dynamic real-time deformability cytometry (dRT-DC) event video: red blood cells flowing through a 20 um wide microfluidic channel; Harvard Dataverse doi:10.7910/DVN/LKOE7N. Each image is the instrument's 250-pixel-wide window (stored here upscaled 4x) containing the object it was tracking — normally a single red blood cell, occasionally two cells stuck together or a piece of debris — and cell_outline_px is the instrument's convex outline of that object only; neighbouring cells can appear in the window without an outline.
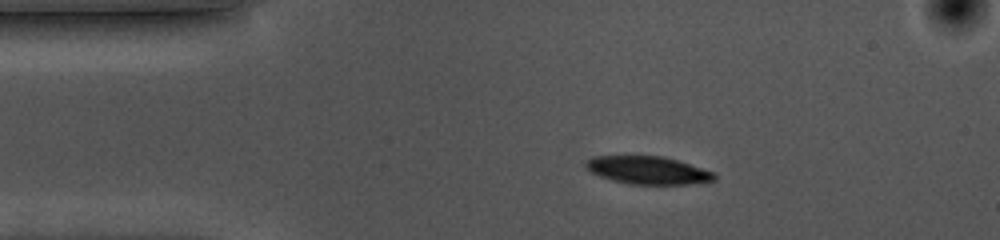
{"species": "common noctule bat (a hibernating species)", "species_latin": "Nyctalus noctula", "temperature_condition": "cold", "stored_images_in_passage": 53, "camera_frame_rate_fps": 3000, "um_per_image_px": 0.085, "animal": {"sex": "female", "body_mass_g": 10.0, "forearm_length_mm": 53.1}, "frame": {"image": 1, "passage_image": 8, "time_ms": 2.333, "image_size_px": [1000, 240], "cell_outline_px": [[708, 176], [692, 180], [636, 180], [604, 172], [596, 168], [592, 164], [600, 160], [660, 160], [680, 164], [704, 172]], "centroid_in_image_um": [55.17, 14.45], "position_along_channel_um": 29.8, "area_um2": 12.43}}
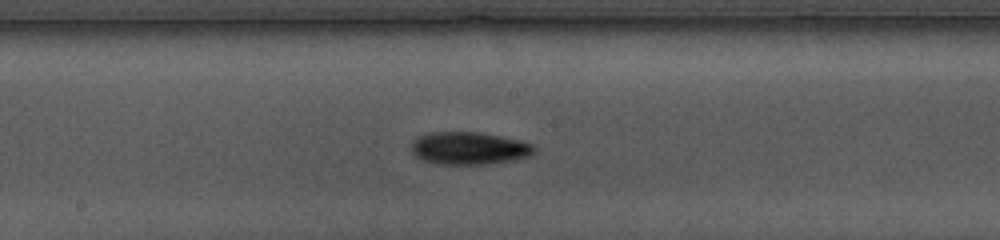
{"frame": {"image": 2, "passage_image": 26, "time_ms": 8.333, "image_size_px": [1000, 240], "cell_outline_px": [[524, 148], [520, 152], [496, 156], [440, 156], [424, 152], [420, 148], [424, 144], [440, 140], [492, 140], [516, 144]], "centroid_in_image_um": [39.99, 12.59], "position_along_channel_um": 208.2, "area_um2": 10.0}}
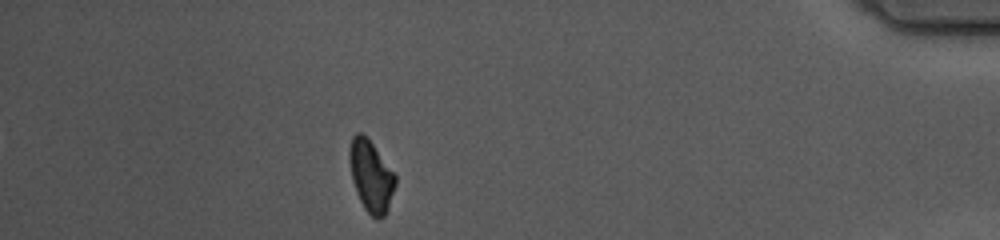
{"frame": {"image": 3, "passage_image": 47, "time_ms": 15.333, "image_size_px": [1000, 240], "cell_outline_px": [[392, 188], [384, 212], [372, 212], [368, 208], [356, 184], [352, 168], [352, 144], [356, 136], [360, 136], [372, 148], [392, 176]], "centroid_in_image_um": [31.52, 14.96], "position_along_channel_um": 403.7, "area_um2": 14.39}}